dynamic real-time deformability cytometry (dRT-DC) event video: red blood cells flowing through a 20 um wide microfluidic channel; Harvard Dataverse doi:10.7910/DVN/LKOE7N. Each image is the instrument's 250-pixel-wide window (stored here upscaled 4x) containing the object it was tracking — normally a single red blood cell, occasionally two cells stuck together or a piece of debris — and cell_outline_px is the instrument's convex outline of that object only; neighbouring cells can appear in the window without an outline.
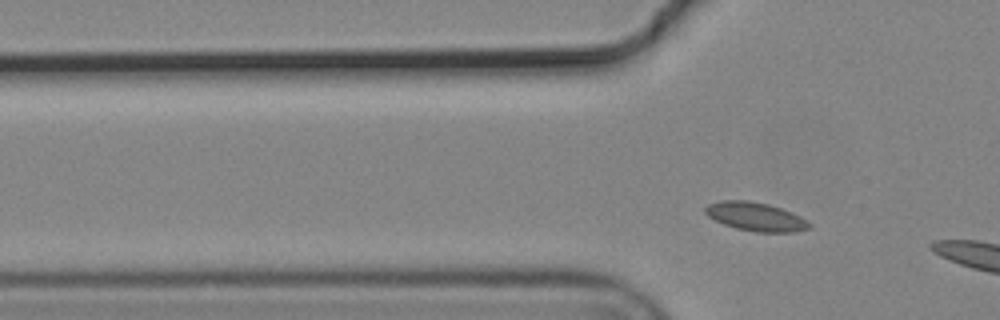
{"species": "common noctule bat (a hibernating species)", "species_latin": "Nyctalus noctula", "temperature_condition": "cold", "stored_images_in_passage": 3, "camera_frame_rate_fps": 3000, "um_per_image_px": 0.085, "animal": {"sex": "male", "body_mass_g": 19.2, "forearm_length_mm": 51.8}, "frame": {"image": 1, "passage_image": 3, "time_ms": 0.667, "image_size_px": [1000, 320], "cell_outline_px": [[812, 228], [792, 232], [756, 232], [736, 228], [724, 224], [708, 216], [704, 212], [704, 208], [708, 204], [720, 200], [748, 200], [768, 204], [792, 212], [800, 216], [812, 224]], "centroid_in_image_um": [64.24, 18.41], "position_along_channel_um": 61.6, "area_um2": 17.4}}